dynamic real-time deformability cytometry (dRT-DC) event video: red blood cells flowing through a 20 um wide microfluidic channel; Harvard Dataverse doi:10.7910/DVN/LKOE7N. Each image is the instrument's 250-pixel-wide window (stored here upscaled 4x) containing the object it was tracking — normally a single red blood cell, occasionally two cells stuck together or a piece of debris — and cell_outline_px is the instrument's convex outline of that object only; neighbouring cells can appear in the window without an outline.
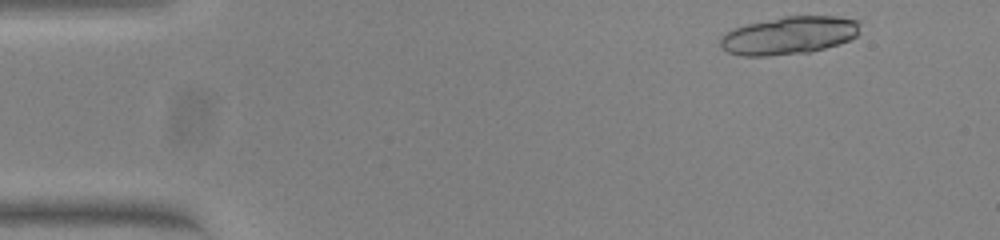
{"species": "common noctule bat (a hibernating species)", "species_latin": "Nyctalus noctula", "temperature_condition": "warm", "stored_images_in_passage": 15, "camera_frame_rate_fps": 3000, "um_per_image_px": 0.085, "animal": {"sex": "female", "body_mass_g": 23.0, "forearm_length_mm": 53.4}, "frame": {"image": 1, "passage_image": 2, "time_ms": 0.333, "image_size_px": [1000, 240], "cell_outline_px": [[860, 32], [856, 36], [848, 40], [824, 48], [808, 52], [768, 56], [740, 56], [728, 52], [720, 44], [720, 40], [732, 28], [748, 24], [784, 16], [840, 16], [856, 20]], "centroid_in_image_um": [67.07, 3.01], "position_along_channel_um": 17.9, "area_um2": 30.52}}